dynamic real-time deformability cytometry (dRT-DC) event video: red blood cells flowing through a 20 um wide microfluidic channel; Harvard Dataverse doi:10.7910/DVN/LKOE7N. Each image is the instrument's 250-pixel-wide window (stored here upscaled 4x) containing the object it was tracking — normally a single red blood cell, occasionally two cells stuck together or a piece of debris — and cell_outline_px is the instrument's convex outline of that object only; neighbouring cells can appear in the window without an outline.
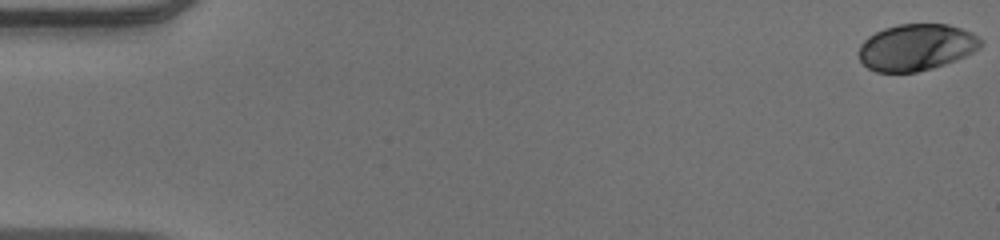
{"species": "human", "species_latin": "Homo sapiens", "temperature_condition": "warm", "stored_images_in_passage": 53, "camera_frame_rate_fps": 3000, "um_per_image_px": 0.085, "donor": {"sex": "male"}, "frame": {"image": 1, "passage_image": 1, "time_ms": 0.0, "image_size_px": [1000, 240], "cell_outline_px": [[984, 44], [980, 48], [956, 60], [932, 68], [916, 72], [876, 72], [868, 68], [860, 60], [860, 44], [868, 36], [884, 28], [900, 24], [948, 24], [972, 32], [984, 40]], "centroid_in_image_um": [77.92, 4.01], "position_along_channel_um": 7.1, "area_um2": 33.12}}
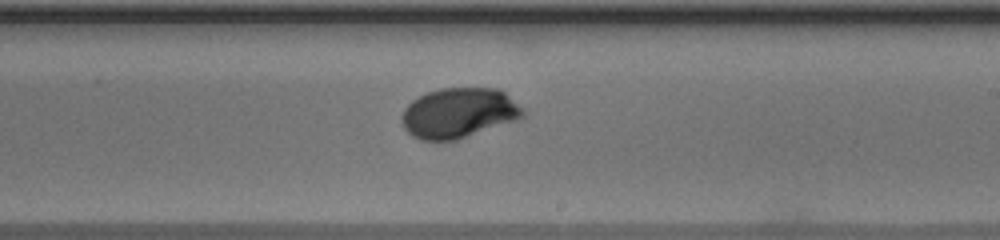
{"frame": {"image": 2, "passage_image": 32, "time_ms": 10.333, "image_size_px": [1000, 240], "cell_outline_px": [[524, 116], [516, 120], [456, 140], [420, 140], [412, 136], [404, 128], [400, 120], [404, 108], [412, 100], [428, 92], [440, 88], [496, 88], [504, 92], [524, 108]], "centroid_in_image_um": [38.98, 9.6], "position_along_channel_um": 250.0, "area_um2": 35.32}}
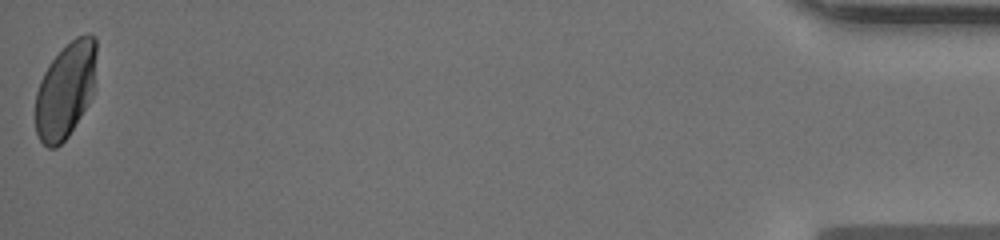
{"frame": {"image": 3, "passage_image": 53, "time_ms": 17.333, "image_size_px": [1000, 240], "cell_outline_px": [[96, 88], [92, 96], [68, 136], [56, 148], [48, 148], [40, 140], [36, 132], [36, 92], [40, 80], [48, 64], [76, 36], [88, 32], [96, 36]], "centroid_in_image_um": [5.6, 7.64], "position_along_channel_um": 429.6, "area_um2": 34.22}, "authors_computed_cell_mechanics": {"area_um2": 34.1598, "velocity_mm_per_s": 3.9246, "shape_relaxation_time_tau1_ms": 2.8529, "shape_relaxation_time_tau2_ms": null, "deformation_change_tau1": 0.1457, "deformation_change_tau2": null}}